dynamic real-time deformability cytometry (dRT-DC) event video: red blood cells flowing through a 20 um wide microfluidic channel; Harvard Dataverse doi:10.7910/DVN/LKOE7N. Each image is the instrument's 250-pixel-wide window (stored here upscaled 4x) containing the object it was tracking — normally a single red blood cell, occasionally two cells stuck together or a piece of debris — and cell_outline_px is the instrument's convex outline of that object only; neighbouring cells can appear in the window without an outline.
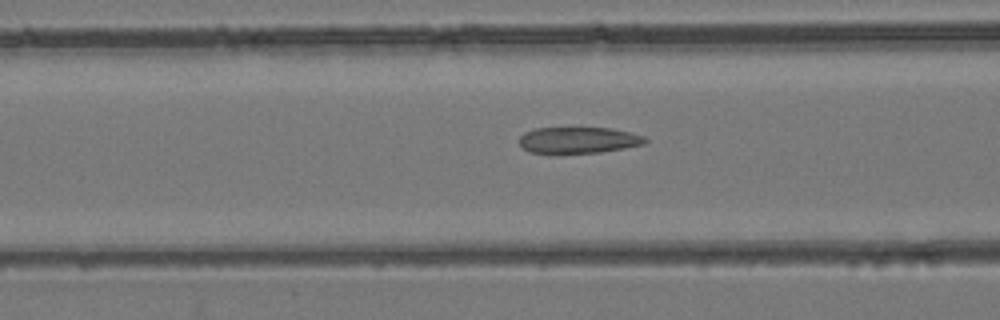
{"species": "common noctule bat (a hibernating species)", "species_latin": "Nyctalus noctula", "temperature_condition": "room temperature", "stored_images_in_passage": 33, "camera_frame_rate_fps": 3000, "um_per_image_px": 0.085, "animal": {"sex": "female", "body_mass_g": 24.6, "forearm_length_mm": 56.2}, "frame": {"image": 1, "passage_image": 10, "time_ms": 3.0, "image_size_px": [1000, 320], "cell_outline_px": [[648, 140], [644, 144], [624, 148], [600, 152], [528, 152], [520, 144], [520, 136], [524, 132], [536, 128], [612, 128], [632, 132], [644, 136]], "centroid_in_image_um": [49.21, 11.89], "position_along_channel_um": 117.4, "area_um2": 19.02}}
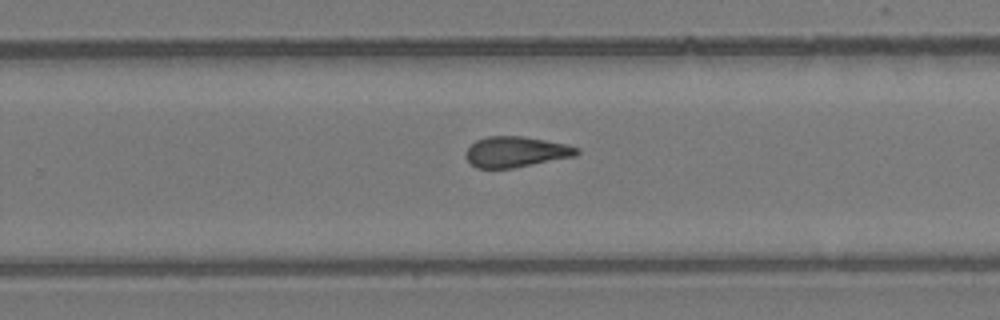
{"frame": {"image": 2, "passage_image": 21, "time_ms": 6.667, "image_size_px": [1000, 320], "cell_outline_px": [[580, 152], [576, 156], [512, 168], [476, 168], [464, 156], [464, 152], [476, 140], [488, 136], [520, 136], [568, 144], [580, 148]], "centroid_in_image_um": [43.86, 12.9], "position_along_channel_um": 285.9, "area_um2": 19.83}}
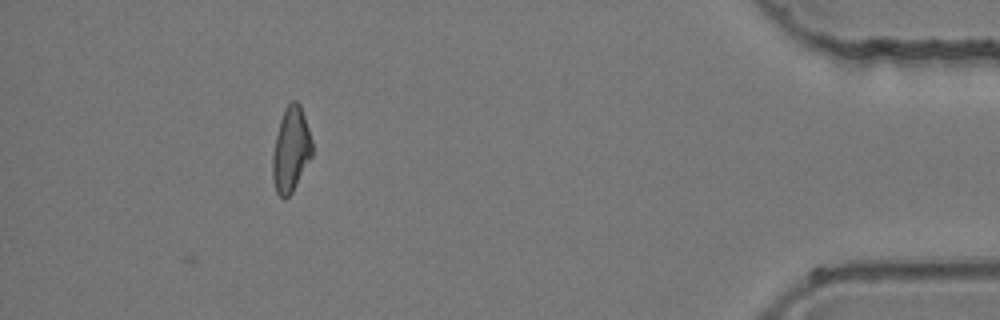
{"frame": {"image": 3, "passage_image": 33, "time_ms": 10.667, "image_size_px": [1000, 320], "cell_outline_px": [[312, 156], [292, 192], [284, 200], [276, 192], [272, 176], [272, 156], [276, 136], [280, 120], [284, 108], [292, 100], [296, 100], [300, 104], [312, 140]], "centroid_in_image_um": [24.72, 12.72], "position_along_channel_um": 410.5, "area_um2": 19.48}}